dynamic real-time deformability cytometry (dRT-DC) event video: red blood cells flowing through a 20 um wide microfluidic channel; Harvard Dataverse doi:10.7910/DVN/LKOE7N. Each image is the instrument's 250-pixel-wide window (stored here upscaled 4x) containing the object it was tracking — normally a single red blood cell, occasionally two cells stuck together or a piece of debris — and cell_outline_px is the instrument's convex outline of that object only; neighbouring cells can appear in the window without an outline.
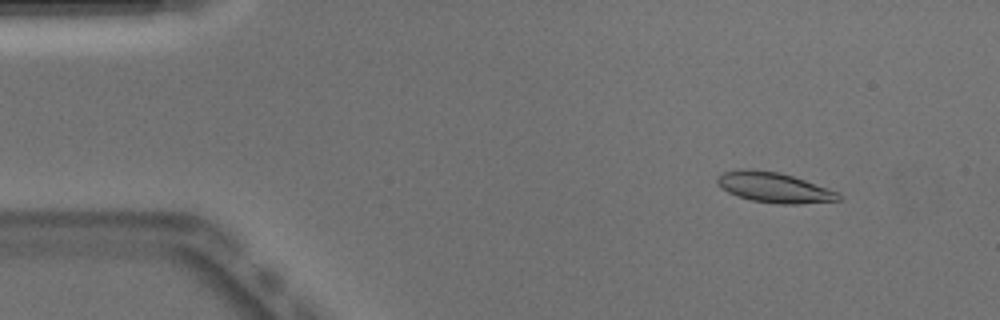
{"species": "Egyptian fruit bat (a non-hibernating species)", "species_latin": "Rousettus aegyptiacus", "temperature_condition": "warm", "stored_images_in_passage": 50, "camera_frame_rate_fps": 3000, "um_per_image_px": 0.085, "animal": {"sex": "male"}, "frame": {"image": 1, "passage_image": 5, "time_ms": 1.333, "image_size_px": [1000, 320], "cell_outline_px": [[840, 200], [796, 204], [780, 204], [752, 200], [736, 196], [728, 192], [716, 180], [716, 176], [724, 172], [744, 168], [748, 168], [780, 172], [804, 180], [836, 192], [840, 196]], "centroid_in_image_um": [65.74, 15.92], "position_along_channel_um": 19.3, "area_um2": 20.98}}
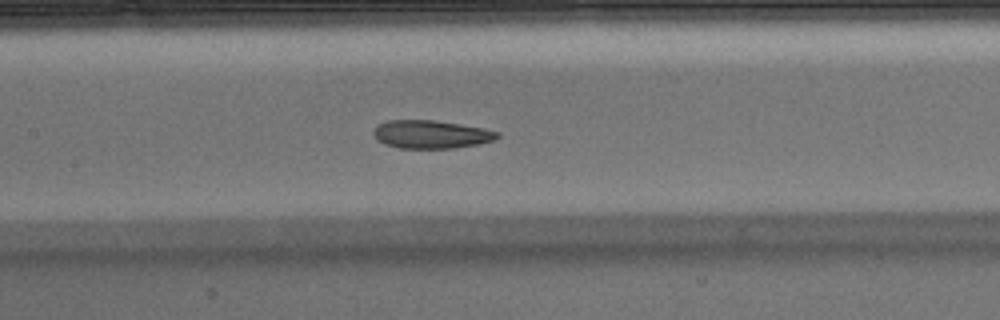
{"frame": {"image": 2, "passage_image": 23, "time_ms": 7.333, "image_size_px": [1000, 320], "cell_outline_px": [[500, 136], [492, 140], [480, 144], [452, 148], [400, 148], [384, 144], [376, 140], [372, 132], [380, 124], [388, 120], [436, 120], [484, 128], [500, 132]], "centroid_in_image_um": [36.65, 11.42], "position_along_channel_um": 170.8, "area_um2": 20.35}}
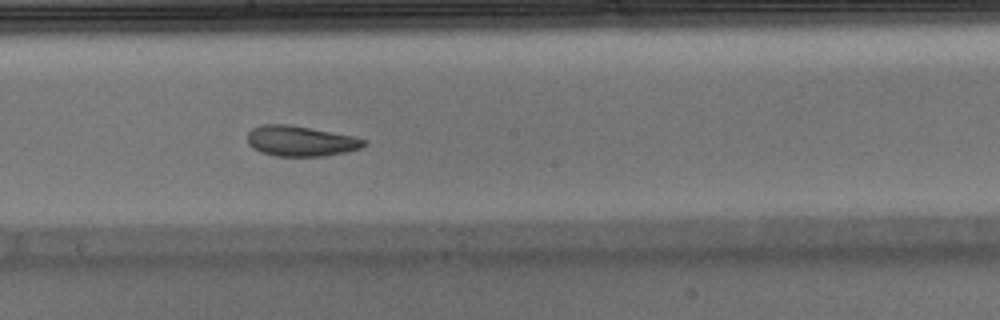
{"frame": {"image": 3, "passage_image": 27, "time_ms": 8.667, "image_size_px": [1000, 320], "cell_outline_px": [[368, 144], [360, 148], [348, 152], [324, 156], [276, 156], [260, 152], [252, 148], [248, 144], [248, 132], [252, 128], [260, 124], [288, 124], [356, 136], [368, 140]], "centroid_in_image_um": [25.58, 11.99], "position_along_channel_um": 222.6, "area_um2": 20.98}, "authors_computed_cell_mechanics": {"area_um2": 21.3571, "velocity_mm_per_s": 3.9011, "shape_relaxation_time_tau1_ms": 5.3533, "shape_relaxation_time_tau2_ms": 3.5778, "deformation_change_tau1": 0.1472, "deformation_change_tau2": 0.0884}}